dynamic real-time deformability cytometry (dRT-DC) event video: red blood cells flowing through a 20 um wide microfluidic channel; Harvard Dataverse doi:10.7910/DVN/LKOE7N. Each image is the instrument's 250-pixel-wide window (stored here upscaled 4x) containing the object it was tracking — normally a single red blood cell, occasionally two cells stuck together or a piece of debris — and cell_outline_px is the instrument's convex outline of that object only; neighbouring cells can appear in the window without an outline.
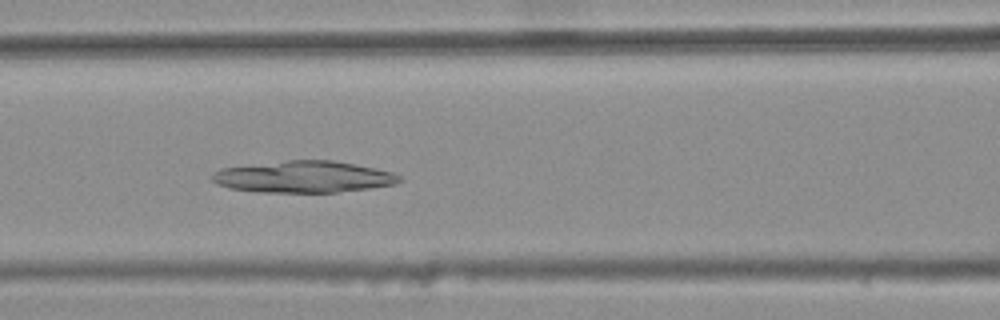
{"species": "common noctule bat (a hibernating species)", "species_latin": "Nyctalus noctula", "temperature_condition": "warm", "stored_images_in_passage": 32, "camera_frame_rate_fps": 3000, "um_per_image_px": 0.085, "animal": {"sex": "female", "body_mass_g": 25.1}, "frame": {"image": 1, "passage_image": 10, "time_ms": 3.0, "image_size_px": [1000, 320], "cell_outline_px": [[404, 180], [396, 184], [368, 188], [336, 192], [256, 192], [232, 188], [216, 184], [212, 180], [212, 176], [216, 172], [224, 168], [288, 160], [332, 160], [376, 168], [392, 172], [400, 176]], "centroid_in_image_um": [25.86, 15.03], "position_along_channel_um": 140.7, "area_um2": 34.22}}
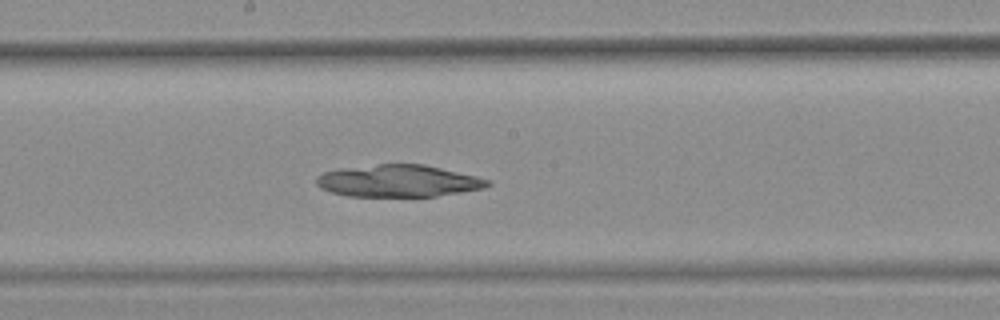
{"frame": {"image": 2, "passage_image": 16, "time_ms": 5.0, "image_size_px": [1000, 320], "cell_outline_px": [[492, 184], [484, 188], [436, 196], [348, 196], [332, 192], [320, 188], [316, 184], [316, 176], [324, 172], [340, 168], [376, 164], [424, 164], [476, 176], [492, 180]], "centroid_in_image_um": [33.85, 15.37], "position_along_channel_um": 214.3, "area_um2": 32.02}}
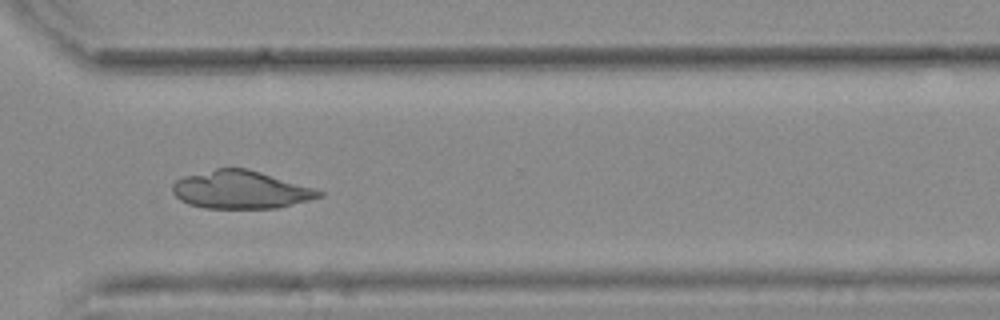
{"frame": {"image": 3, "passage_image": 27, "time_ms": 8.667, "image_size_px": [1000, 320], "cell_outline_px": [[324, 196], [276, 208], [204, 208], [188, 204], [180, 200], [172, 192], [172, 184], [176, 180], [184, 176], [216, 168], [244, 168], [260, 172], [316, 188], [324, 192]], "centroid_in_image_um": [20.45, 16.13], "position_along_channel_um": 350.1, "area_um2": 32.31}}